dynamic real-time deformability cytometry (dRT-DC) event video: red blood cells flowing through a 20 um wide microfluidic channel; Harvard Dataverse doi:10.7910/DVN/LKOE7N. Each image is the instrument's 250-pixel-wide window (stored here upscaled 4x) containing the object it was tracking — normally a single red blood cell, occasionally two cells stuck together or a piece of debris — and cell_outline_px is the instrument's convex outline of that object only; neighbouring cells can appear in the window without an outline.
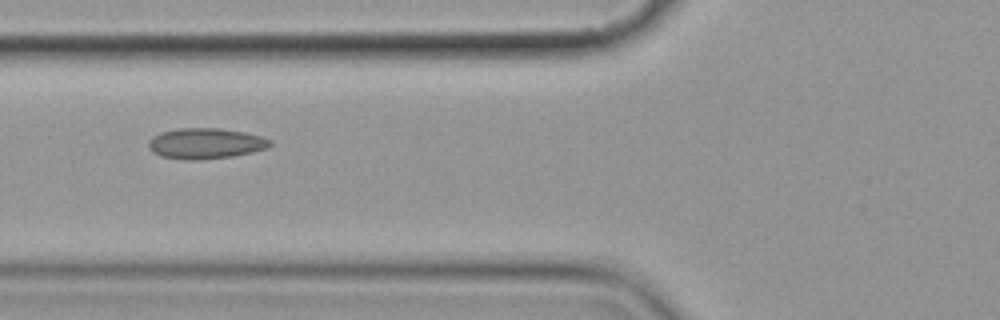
{"species": "common noctule bat (a hibernating species)", "species_latin": "Nyctalus noctula", "temperature_condition": "cold", "stored_images_in_passage": 3, "camera_frame_rate_fps": 3000, "um_per_image_px": 0.085, "animal": {"sex": "female", "body_mass_g": 19.9}, "frame": {"image": 1, "passage_image": 3, "time_ms": 2.333, "image_size_px": [1000, 320], "cell_outline_px": [[272, 144], [268, 148], [252, 152], [232, 156], [200, 160], [184, 160], [160, 156], [152, 152], [148, 148], [148, 140], [152, 136], [160, 132], [180, 128], [220, 128], [244, 132], [260, 136], [272, 140]], "centroid_in_image_um": [17.44, 12.2], "position_along_channel_um": 108.4, "area_um2": 21.96}}